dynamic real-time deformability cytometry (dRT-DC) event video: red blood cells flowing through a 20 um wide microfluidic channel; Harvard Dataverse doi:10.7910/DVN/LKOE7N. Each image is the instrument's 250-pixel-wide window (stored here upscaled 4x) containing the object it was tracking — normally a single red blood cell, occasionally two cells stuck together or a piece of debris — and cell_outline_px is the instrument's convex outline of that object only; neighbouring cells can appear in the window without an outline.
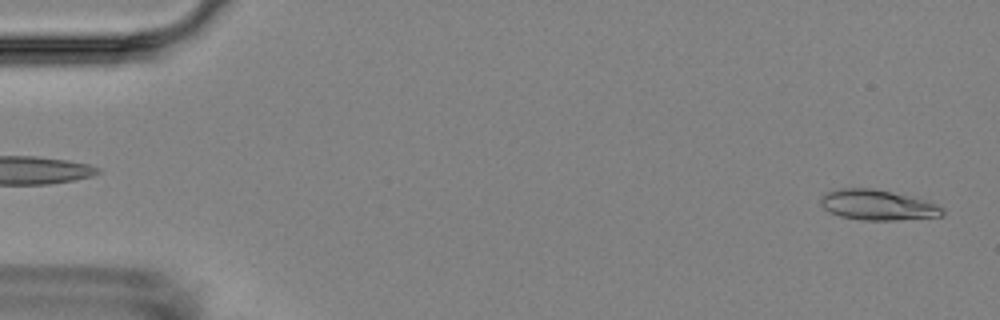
{"species": "Egyptian fruit bat (a non-hibernating species)", "species_latin": "Rousettus aegyptiacus", "temperature_condition": "room temperature", "stored_images_in_passage": 5, "camera_frame_rate_fps": 3000, "um_per_image_px": 0.085, "animal": {"sex": "female"}, "frame": {"image": 1, "passage_image": 1, "time_ms": 0.0, "image_size_px": [1000, 320], "cell_outline_px": [[944, 216], [896, 220], [860, 220], [840, 216], [828, 212], [820, 204], [820, 196], [824, 192], [840, 188], [872, 188], [908, 196], [924, 200], [936, 204], [944, 208]], "centroid_in_image_um": [74.55, 17.43], "position_along_channel_um": 10.4, "area_um2": 21.62}}
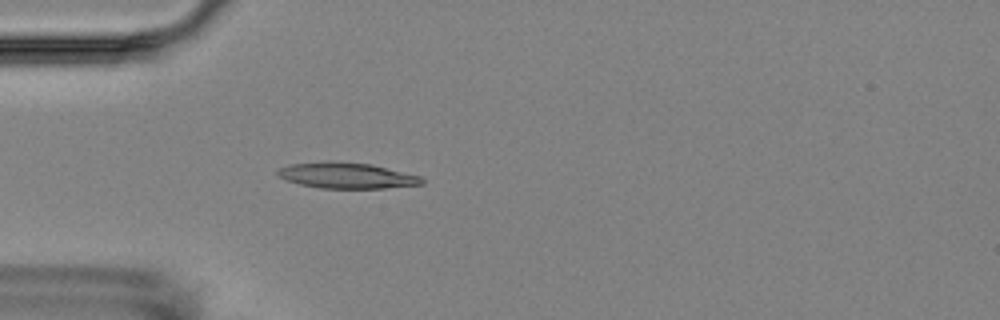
{"frame": {"image": 2, "passage_image": 5, "time_ms": 4.667, "image_size_px": [1000, 320], "cell_outline_px": [[424, 184], [384, 188], [320, 188], [300, 184], [284, 180], [276, 176], [276, 172], [280, 168], [288, 164], [324, 160], [332, 160], [372, 164], [420, 176], [424, 180]], "centroid_in_image_um": [29.4, 14.9], "position_along_channel_um": 55.6, "area_um2": 22.08}}